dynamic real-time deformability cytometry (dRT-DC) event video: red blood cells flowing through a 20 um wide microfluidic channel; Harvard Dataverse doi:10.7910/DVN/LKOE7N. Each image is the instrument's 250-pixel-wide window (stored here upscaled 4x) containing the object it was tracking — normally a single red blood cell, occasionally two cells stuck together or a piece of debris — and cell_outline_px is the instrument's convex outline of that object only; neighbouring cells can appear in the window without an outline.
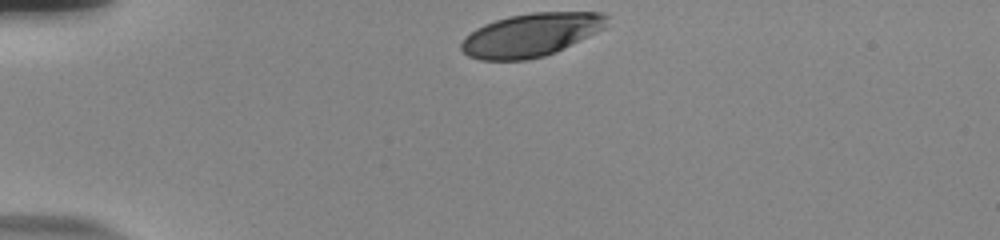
{"species": "human", "species_latin": "Homo sapiens", "temperature_condition": "room temperature", "stored_images_in_passage": 34, "camera_frame_rate_fps": 3000, "um_per_image_px": 0.085, "donor": {"sex": "male"}, "frame": {"image": 1, "passage_image": 1, "time_ms": 0.0, "image_size_px": [1000, 240], "cell_outline_px": [[608, 16], [604, 28], [556, 52], [544, 56], [524, 60], [480, 60], [468, 56], [460, 48], [460, 44], [464, 36], [476, 28], [484, 24], [508, 16], [532, 12], [604, 12]], "centroid_in_image_um": [45.1, 2.96], "position_along_channel_um": 39.9, "area_um2": 36.7}}
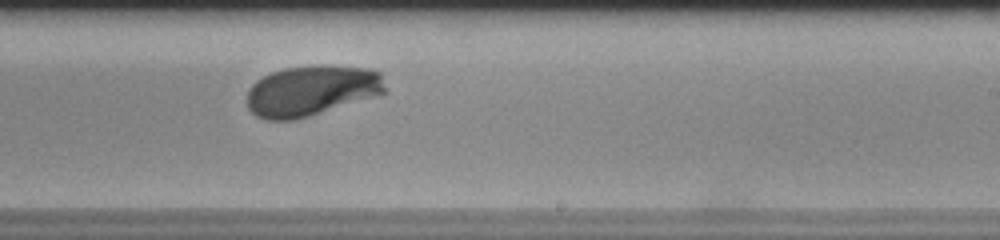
{"frame": {"image": 2, "passage_image": 23, "time_ms": 7.333, "image_size_px": [1000, 240], "cell_outline_px": [[384, 92], [372, 96], [308, 116], [292, 120], [268, 120], [256, 116], [248, 108], [248, 88], [256, 80], [272, 72], [284, 68], [320, 64], [324, 64], [368, 68], [380, 72], [384, 88]], "centroid_in_image_um": [26.42, 7.68], "position_along_channel_um": 262.6, "area_um2": 40.23}}
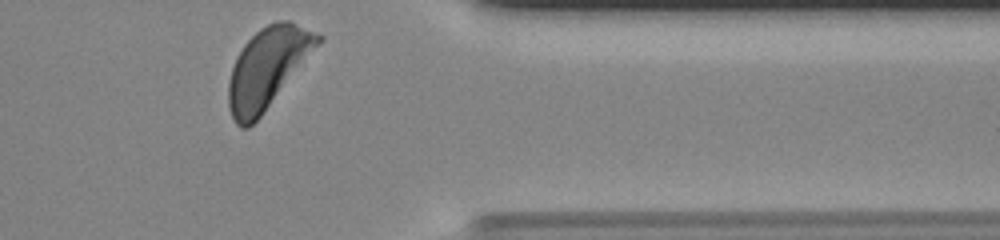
{"frame": {"image": 3, "passage_image": 34, "time_ms": 11.0, "image_size_px": [1000, 240], "cell_outline_px": [[324, 40], [260, 116], [248, 128], [240, 128], [236, 124], [228, 108], [228, 80], [236, 56], [244, 44], [260, 28], [276, 20], [288, 20], [324, 36]], "centroid_in_image_um": [22.74, 5.75], "position_along_channel_um": 388.7, "area_um2": 41.62}, "authors_computed_cell_mechanics": {"area_um2": 40.4311, "velocity_mm_per_s": 3.6944, "shape_relaxation_time_tau1_ms": 3.15, "shape_relaxation_time_tau2_ms": null, "deformation_change_tau1": 0.1698, "deformation_change_tau2": null}}